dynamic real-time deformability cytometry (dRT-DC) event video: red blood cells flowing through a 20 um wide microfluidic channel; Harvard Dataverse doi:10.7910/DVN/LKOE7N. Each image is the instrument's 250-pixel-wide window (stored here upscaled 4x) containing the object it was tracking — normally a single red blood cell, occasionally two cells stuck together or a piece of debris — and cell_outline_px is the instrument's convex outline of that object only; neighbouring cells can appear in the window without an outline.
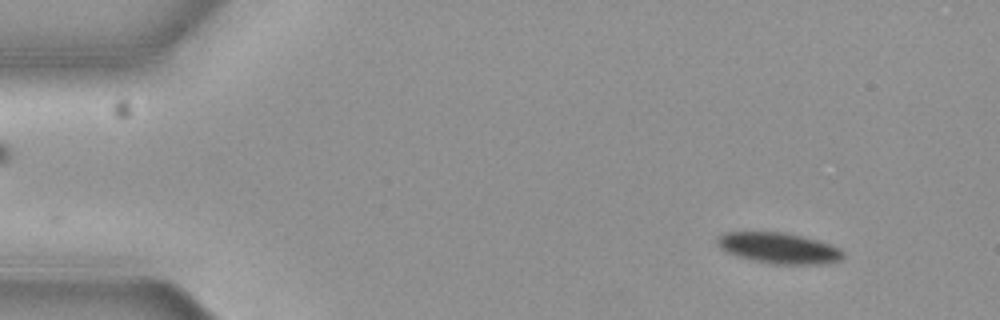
{"species": "common noctule bat (a hibernating species)", "species_latin": "Nyctalus noctula", "temperature_condition": "cold", "stored_images_in_passage": 5, "camera_frame_rate_fps": 3000, "um_per_image_px": 0.085, "animal": {"sex": "female", "body_mass_g": 19.3, "forearm_length_mm": 54.1}, "frame": {"image": 1, "passage_image": 5, "time_ms": 1.333, "image_size_px": [1000, 320], "cell_outline_px": [[844, 256], [840, 260], [820, 264], [772, 264], [752, 260], [736, 256], [720, 248], [716, 240], [724, 232], [784, 232], [832, 244], [840, 248], [844, 252]], "centroid_in_image_um": [66.21, 21.09], "position_along_channel_um": 18.8, "area_um2": 22.54}}